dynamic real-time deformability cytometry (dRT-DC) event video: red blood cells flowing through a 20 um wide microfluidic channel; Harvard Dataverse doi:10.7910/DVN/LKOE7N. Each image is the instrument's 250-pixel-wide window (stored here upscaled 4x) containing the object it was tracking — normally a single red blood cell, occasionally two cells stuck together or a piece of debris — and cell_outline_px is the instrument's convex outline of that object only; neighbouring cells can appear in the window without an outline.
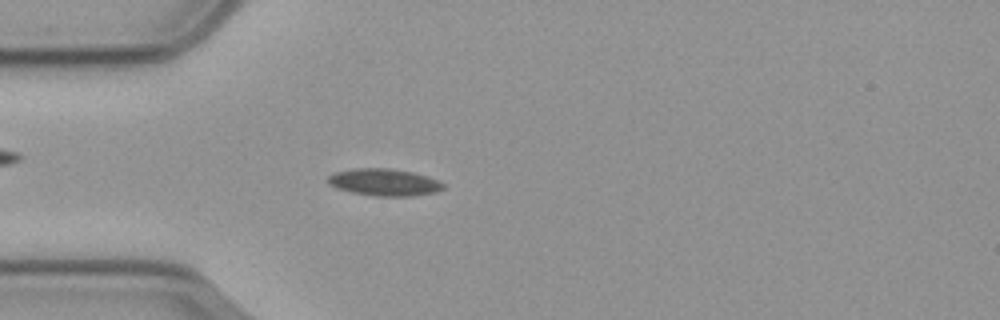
{"species": "common noctule bat (a hibernating species)", "species_latin": "Nyctalus noctula", "temperature_condition": "cold", "stored_images_in_passage": 50, "camera_frame_rate_fps": 3000, "um_per_image_px": 0.085, "animal": {"sex": "male", "body_mass_g": 23.1, "forearm_length_mm": 52.7}, "frame": {"image": 1, "passage_image": 15, "time_ms": 4.667, "image_size_px": [1000, 320], "cell_outline_px": [[444, 188], [436, 192], [412, 196], [376, 196], [352, 192], [336, 188], [328, 184], [328, 176], [332, 172], [352, 168], [392, 168], [412, 172], [428, 176], [440, 180], [444, 184]], "centroid_in_image_um": [32.65, 15.48], "position_along_channel_um": 52.3, "area_um2": 18.44}}
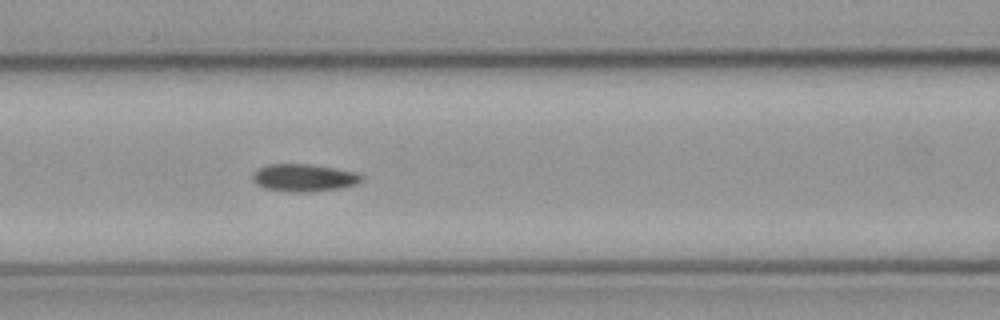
{"frame": {"image": 2, "passage_image": 23, "time_ms": 7.333, "image_size_px": [1000, 320], "cell_outline_px": [[364, 180], [356, 184], [340, 188], [308, 192], [288, 192], [264, 188], [256, 184], [252, 180], [252, 172], [268, 164], [308, 164], [336, 168], [356, 172], [364, 176]], "centroid_in_image_um": [25.83, 15.11], "position_along_channel_um": 140.8, "area_um2": 17.63}}
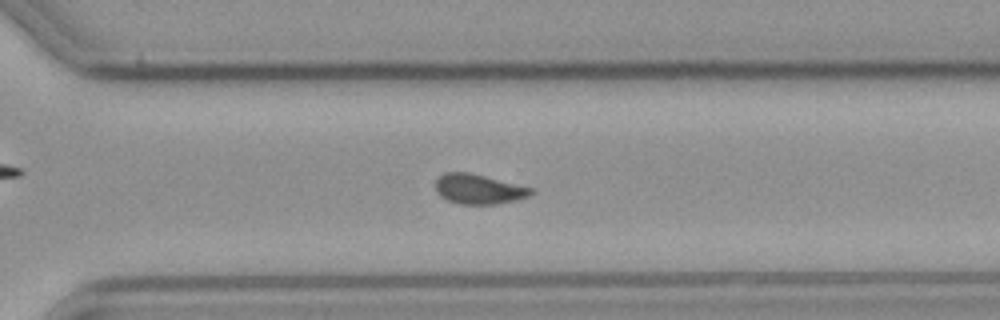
{"frame": {"image": 3, "passage_image": 39, "time_ms": 12.667, "image_size_px": [1000, 320], "cell_outline_px": [[532, 192], [528, 196], [516, 200], [496, 204], [460, 204], [448, 200], [440, 196], [436, 192], [436, 180], [440, 176], [448, 172], [468, 172], [532, 188]], "centroid_in_image_um": [40.65, 16.08], "position_along_channel_um": 329.9, "area_um2": 16.3}, "authors_computed_cell_mechanics": {"area_um2": 17.2244, "velocity_mm_per_s": 3.5524, "shape_relaxation_time_tau1_ms": 10.3232, "shape_relaxation_time_tau2_ms": 3.1003, "deformation_change_tau1": 0.1819, "deformation_change_tau2": 0.0695}}